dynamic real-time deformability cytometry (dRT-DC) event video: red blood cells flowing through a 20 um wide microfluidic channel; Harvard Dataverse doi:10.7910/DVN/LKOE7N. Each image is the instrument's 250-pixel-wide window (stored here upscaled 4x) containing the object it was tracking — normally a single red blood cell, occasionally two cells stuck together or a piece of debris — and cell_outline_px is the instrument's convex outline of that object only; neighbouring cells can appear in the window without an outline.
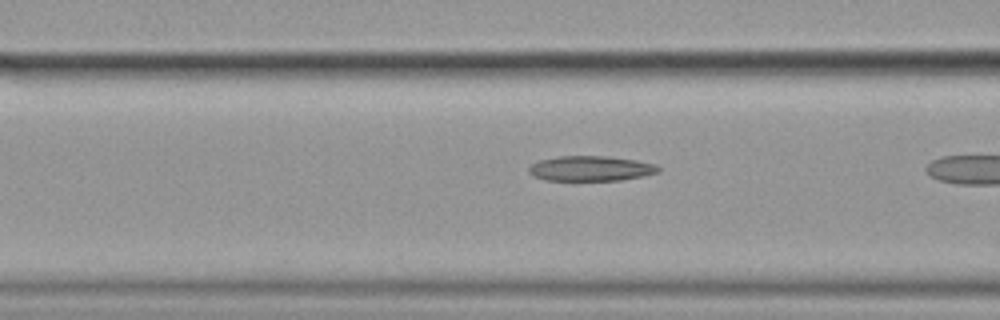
{"species": "common noctule bat (a hibernating species)", "species_latin": "Nyctalus noctula", "temperature_condition": "cold", "stored_images_in_passage": 7, "camera_frame_rate_fps": 3000, "um_per_image_px": 0.085, "animal": {"sex": "female", "body_mass_g": 19.9}, "frame": {"image": 1, "passage_image": 6, "time_ms": 1.667, "image_size_px": [1000, 320], "cell_outline_px": [[660, 172], [644, 176], [620, 180], [544, 180], [532, 176], [528, 172], [528, 168], [532, 164], [540, 160], [560, 156], [608, 156], [636, 160], [656, 164], [660, 168]], "centroid_in_image_um": [50.22, 14.32], "position_along_channel_um": 116.4, "area_um2": 19.02}}